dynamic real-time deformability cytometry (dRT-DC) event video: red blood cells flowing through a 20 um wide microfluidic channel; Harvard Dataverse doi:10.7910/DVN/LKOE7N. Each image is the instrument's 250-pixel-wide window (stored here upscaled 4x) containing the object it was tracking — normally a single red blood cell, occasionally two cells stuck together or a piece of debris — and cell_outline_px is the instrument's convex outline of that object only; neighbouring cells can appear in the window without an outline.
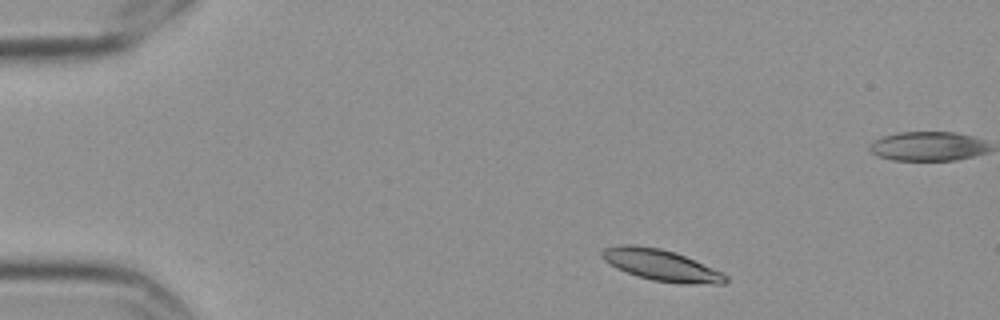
{"species": "Egyptian fruit bat (a non-hibernating species)", "species_latin": "Rousettus aegyptiacus", "temperature_condition": "cold", "stored_images_in_passage": 4, "camera_frame_rate_fps": 3000, "um_per_image_px": 0.085, "frame": {"image": 1, "passage_image": 1, "time_ms": 0.0, "image_size_px": [1000, 320], "cell_outline_px": [[728, 280], [724, 284], [680, 284], [652, 280], [636, 276], [616, 268], [604, 260], [600, 256], [600, 252], [604, 248], [624, 244], [636, 244], [660, 248], [684, 256], [724, 272], [728, 276]], "centroid_in_image_um": [56.2, 22.55], "position_along_channel_um": 28.8, "area_um2": 22.77}}